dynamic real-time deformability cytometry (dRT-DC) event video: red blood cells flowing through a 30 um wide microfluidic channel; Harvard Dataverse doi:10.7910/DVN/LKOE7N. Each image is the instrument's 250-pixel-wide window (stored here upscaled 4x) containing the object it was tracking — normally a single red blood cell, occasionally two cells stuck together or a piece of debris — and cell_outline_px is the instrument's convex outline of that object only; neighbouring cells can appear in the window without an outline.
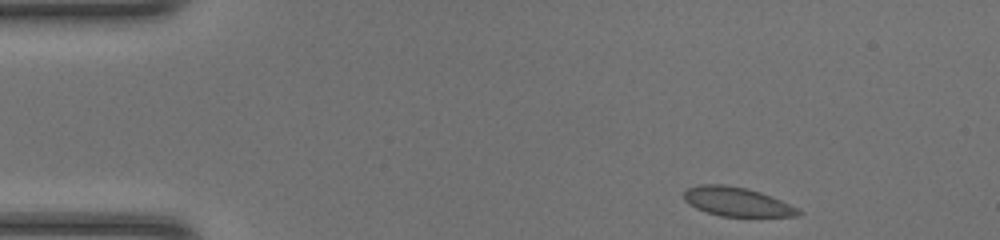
{"species": "common noctule bat (a hibernating species)", "species_latin": "Nyctalus noctula", "temperature_condition": "room temperature", "stored_images_in_passage": 42, "camera_frame_rate_fps": 3000, "um_per_image_px": 0.085, "animal": {"sex": "female", "body_mass_g": 20.0, "forearm_length_mm": 54.0}, "frame": {"image": 1, "passage_image": 1, "time_ms": 0.0, "image_size_px": [1000, 240], "cell_outline_px": [[804, 212], [796, 216], [720, 216], [696, 208], [688, 204], [684, 200], [684, 192], [688, 188], [700, 184], [724, 184], [748, 188], [772, 196], [800, 208]], "centroid_in_image_um": [62.66, 17.14], "position_along_channel_um": 22.3, "area_um2": 19.48}}
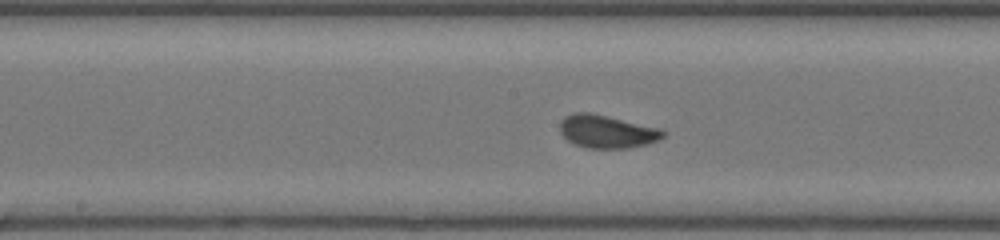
{"frame": {"image": 2, "passage_image": 19, "time_ms": 6.0, "image_size_px": [1000, 240], "cell_outline_px": [[664, 136], [660, 140], [648, 144], [628, 148], [588, 148], [576, 144], [568, 140], [560, 132], [560, 120], [564, 116], [572, 112], [592, 112], [660, 128], [664, 132]], "centroid_in_image_um": [51.58, 11.16], "position_along_channel_um": 196.6, "area_um2": 20.0}}
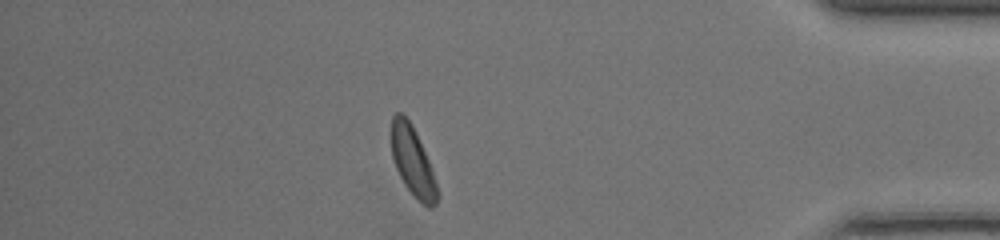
{"frame": {"image": 3, "passage_image": 36, "time_ms": 11.667, "image_size_px": [1000, 240], "cell_outline_px": [[440, 196], [436, 204], [432, 208], [428, 208], [404, 184], [396, 168], [392, 156], [392, 116], [396, 112], [400, 112], [412, 124], [416, 132], [428, 160]], "centroid_in_image_um": [35.09, 13.72], "position_along_channel_um": 400.1, "area_um2": 18.03}, "authors_computed_cell_mechanics": {"area_um2": 19.2763, "velocity_mm_per_s": 4.3048, "shape_relaxation_time_tau1_ms": 2.2653, "shape_relaxation_time_tau2_ms": null, "deformation_change_tau1": 0.0929, "deformation_change_tau2": null}}